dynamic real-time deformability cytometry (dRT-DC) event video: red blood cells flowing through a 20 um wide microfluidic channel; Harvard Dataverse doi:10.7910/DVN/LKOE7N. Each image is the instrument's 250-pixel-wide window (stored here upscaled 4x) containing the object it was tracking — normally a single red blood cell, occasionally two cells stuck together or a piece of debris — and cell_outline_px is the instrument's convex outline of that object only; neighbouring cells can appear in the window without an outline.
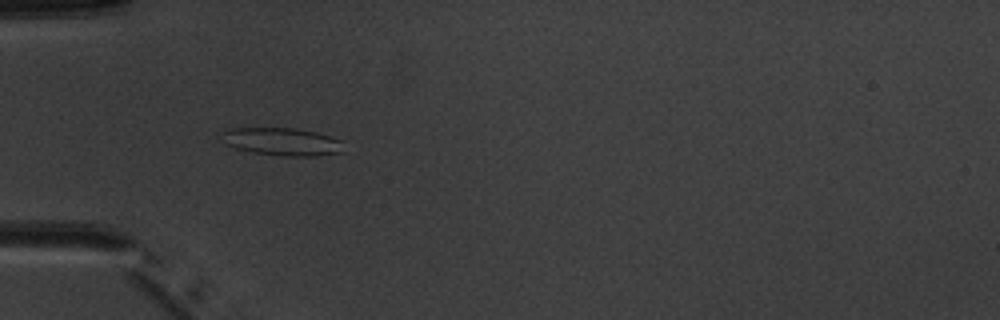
{"species": "common noctule bat (a hibernating species)", "species_latin": "Nyctalus noctula", "temperature_condition": "warm", "stored_images_in_passage": 2, "camera_frame_rate_fps": 3000, "um_per_image_px": 0.085, "animal": {"sex": "male", "body_mass_g": 20.1, "forearm_length_mm": 53.5}, "frame": {"image": 1, "passage_image": 1, "time_ms": 0.0, "image_size_px": [1000, 320], "cell_outline_px": [[344, 152], [316, 156], [280, 156], [252, 152], [236, 148], [228, 144], [220, 132], [232, 128], [296, 128], [316, 132], [340, 140]], "centroid_in_image_um": [24.01, 12.04], "position_along_channel_um": 61.0, "area_um2": 19.59}}
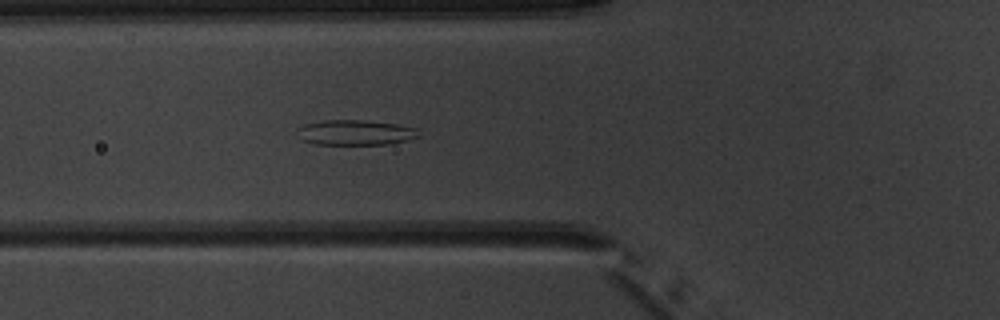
{"frame": {"image": 2, "passage_image": 2, "time_ms": 1.0, "image_size_px": [1000, 320], "cell_outline_px": [[420, 136], [408, 140], [388, 144], [312, 144], [300, 140], [292, 132], [296, 128], [304, 124], [324, 120], [364, 120], [396, 124], [416, 128]], "centroid_in_image_um": [30.09, 11.27], "position_along_channel_um": 95.7, "area_um2": 18.15}}